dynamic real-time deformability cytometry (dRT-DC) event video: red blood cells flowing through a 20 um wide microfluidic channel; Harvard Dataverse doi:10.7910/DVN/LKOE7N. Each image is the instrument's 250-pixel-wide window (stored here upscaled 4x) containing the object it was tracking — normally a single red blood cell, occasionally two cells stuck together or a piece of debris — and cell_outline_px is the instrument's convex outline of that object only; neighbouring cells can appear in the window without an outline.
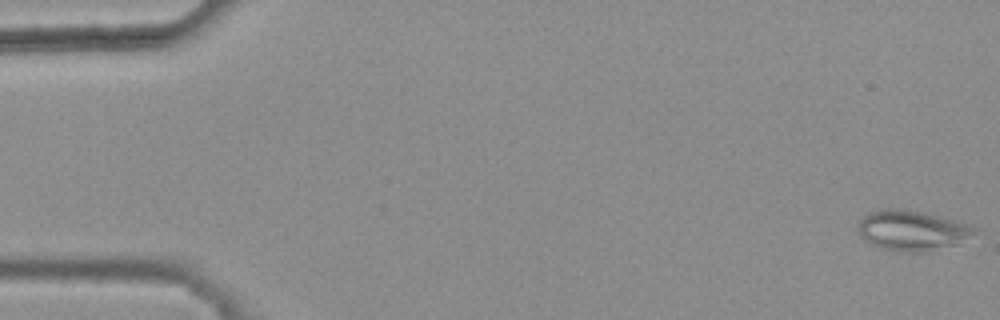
{"species": "common noctule bat (a hibernating species)", "species_latin": "Nyctalus noctula", "temperature_condition": "warm", "stored_images_in_passage": 46, "camera_frame_rate_fps": 3000, "um_per_image_px": 0.085, "animal": {"sex": "female", "body_mass_g": 25.1}, "frame": {"image": 1, "passage_image": 1, "time_ms": 0.0, "image_size_px": [1000, 320], "cell_outline_px": [[976, 232], [956, 244], [924, 252], [900, 252], [880, 248], [864, 240], [860, 236], [860, 220], [868, 212], [884, 208], [900, 208], [924, 212], [940, 216], [976, 228]], "centroid_in_image_um": [77.47, 19.58], "position_along_channel_um": 7.5, "area_um2": 26.93}}
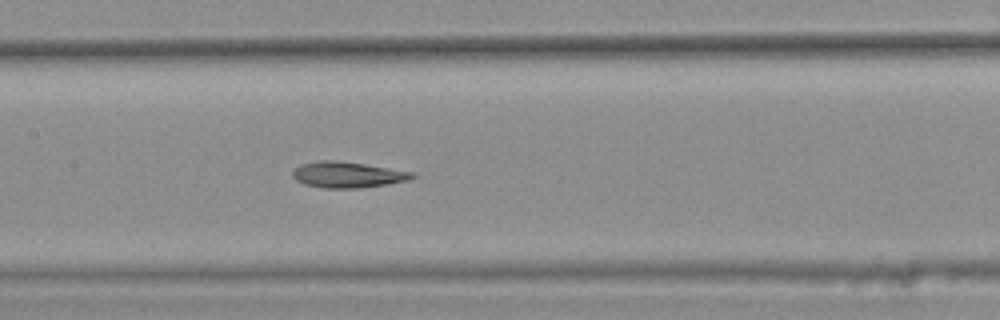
{"frame": {"image": 2, "passage_image": 26, "time_ms": 8.333, "image_size_px": [1000, 320], "cell_outline_px": [[416, 176], [408, 180], [360, 188], [324, 188], [304, 184], [296, 180], [292, 176], [292, 172], [300, 164], [320, 160], [336, 160], [364, 164], [416, 172]], "centroid_in_image_um": [29.53, 14.84], "position_along_channel_um": 177.9, "area_um2": 18.03}}
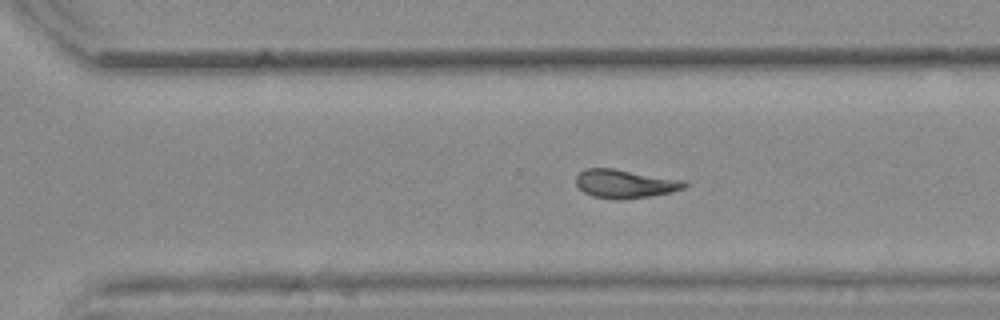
{"frame": {"image": 3, "passage_image": 37, "time_ms": 12.0, "image_size_px": [1000, 320], "cell_outline_px": [[688, 184], [684, 188], [672, 192], [648, 196], [592, 196], [584, 192], [576, 184], [576, 176], [584, 168], [612, 168], [684, 180]], "centroid_in_image_um": [53.13, 15.56], "position_along_channel_um": 317.5, "area_um2": 17.17}, "authors_computed_cell_mechanics": {"area_um2": 18.1492, "velocity_mm_per_s": 3.8218, "shape_relaxation_time_tau1_ms": null, "shape_relaxation_time_tau2_ms": 4.0481, "deformation_change_tau1": null, "deformation_change_tau2": 0.1116}}